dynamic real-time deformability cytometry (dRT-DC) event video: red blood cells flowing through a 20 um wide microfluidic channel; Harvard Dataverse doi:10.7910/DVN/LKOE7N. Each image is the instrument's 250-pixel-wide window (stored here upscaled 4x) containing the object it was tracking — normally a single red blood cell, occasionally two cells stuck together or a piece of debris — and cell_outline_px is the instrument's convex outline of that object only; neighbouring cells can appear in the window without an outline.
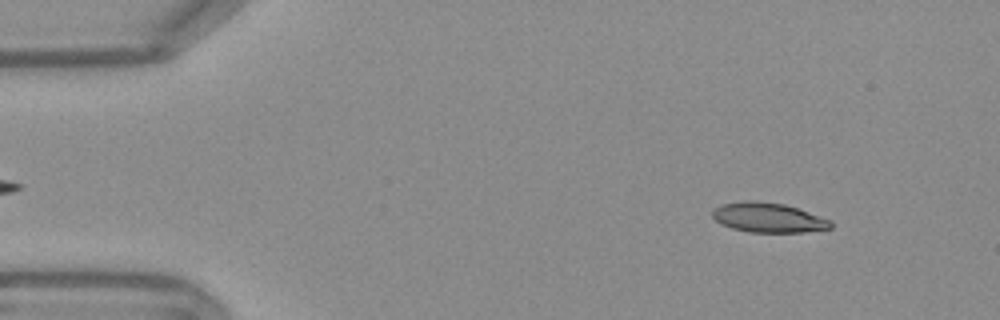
{"species": "Egyptian fruit bat (a non-hibernating species)", "species_latin": "Rousettus aegyptiacus", "temperature_condition": "warm", "stored_images_in_passage": 52, "camera_frame_rate_fps": 3000, "um_per_image_px": 0.085, "frame": {"image": 1, "passage_image": 5, "time_ms": 1.333, "image_size_px": [1000, 320], "cell_outline_px": [[832, 228], [804, 232], [748, 232], [732, 228], [720, 224], [712, 216], [712, 208], [720, 204], [744, 200], [752, 200], [784, 204], [832, 220]], "centroid_in_image_um": [65.26, 18.49], "position_along_channel_um": 19.7, "area_um2": 20.58}}
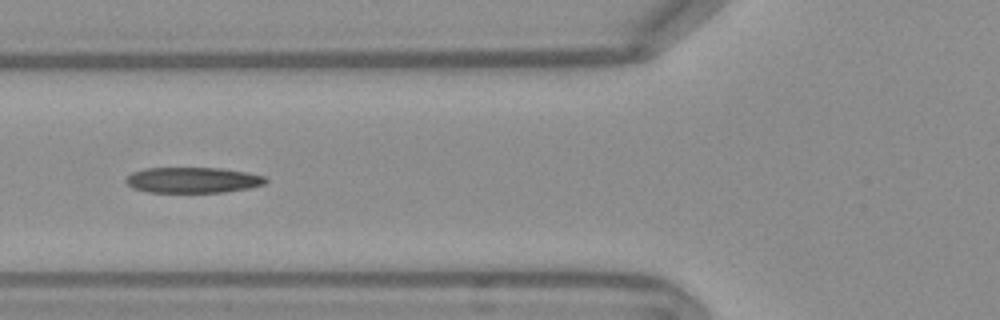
{"frame": {"image": 2, "passage_image": 19, "time_ms": 6.0, "image_size_px": [1000, 320], "cell_outline_px": [[268, 180], [264, 184], [248, 188], [224, 192], [148, 192], [132, 188], [124, 180], [132, 172], [144, 168], [220, 168], [248, 172], [264, 176]], "centroid_in_image_um": [16.38, 15.3], "position_along_channel_um": 109.4, "area_um2": 20.92}}
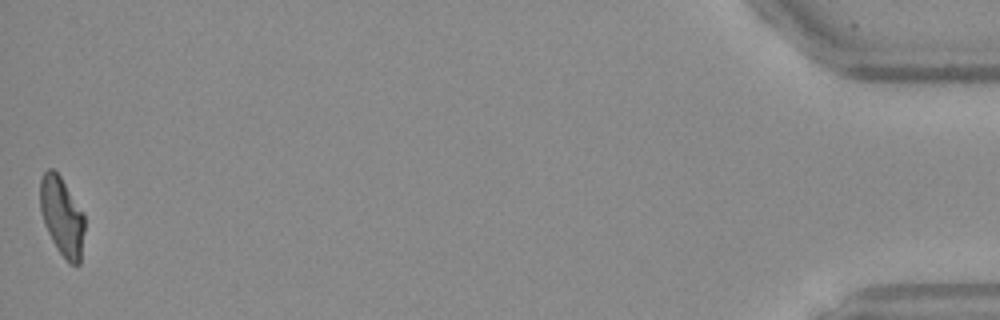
{"frame": {"image": 3, "passage_image": 52, "time_ms": 17.0, "image_size_px": [1000, 320], "cell_outline_px": [[84, 232], [80, 264], [68, 264], [56, 248], [44, 224], [40, 208], [40, 180], [44, 172], [48, 168], [52, 168], [60, 176], [84, 212]], "centroid_in_image_um": [5.27, 18.41], "position_along_channel_um": 429.9, "area_um2": 20.52}, "authors_computed_cell_mechanics": {"area_um2": 21.0103, "velocity_mm_per_s": 3.7955, "shape_relaxation_time_tau1_ms": 7.689, "shape_relaxation_time_tau2_ms": 2.3684, "deformation_change_tau1": 0.2408, "deformation_change_tau2": 0.1115}}